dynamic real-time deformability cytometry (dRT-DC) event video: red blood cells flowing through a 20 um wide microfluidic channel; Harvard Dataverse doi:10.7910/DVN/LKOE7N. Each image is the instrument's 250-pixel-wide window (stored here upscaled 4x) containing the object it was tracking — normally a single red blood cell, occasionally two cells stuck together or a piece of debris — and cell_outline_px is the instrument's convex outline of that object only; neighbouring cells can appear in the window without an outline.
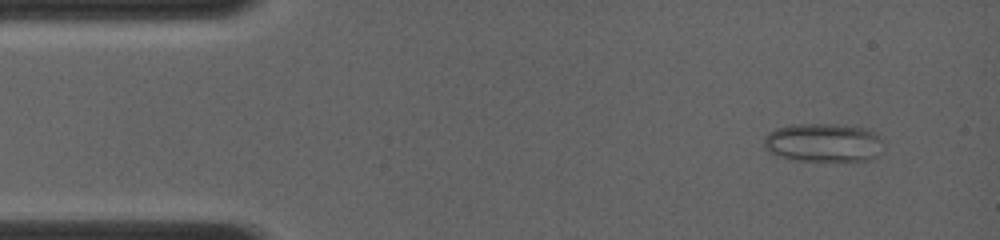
{"species": "common noctule bat (a hibernating species)", "species_latin": "Nyctalus noctula", "temperature_condition": "room temperature", "stored_images_in_passage": 4, "camera_frame_rate_fps": 4000, "um_per_image_px": 0.085, "animal": {"sex": "female", "body_mass_g": 19.0, "forearm_length_mm": 56.7}, "frame": {"image": 1, "passage_image": 1, "time_ms": 0.0, "image_size_px": [1000, 240], "cell_outline_px": [[880, 140], [876, 156], [868, 160], [792, 160], [776, 156], [764, 148], [764, 136], [768, 132], [776, 128], [796, 124], [836, 124], [864, 128], [872, 132]], "centroid_in_image_um": [69.87, 12.12], "position_along_channel_um": 15.1, "area_um2": 26.41}}
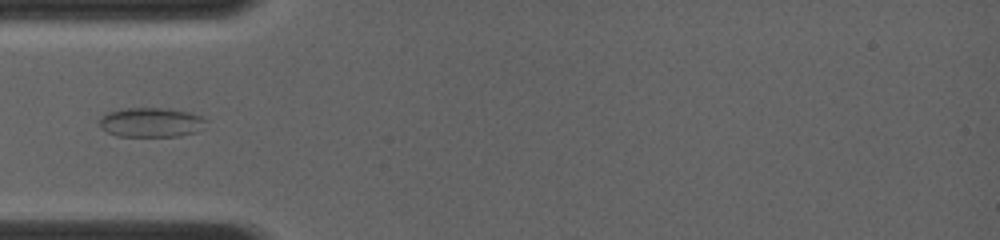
{"frame": {"image": 2, "passage_image": 4, "time_ms": 3.25, "image_size_px": [1000, 240], "cell_outline_px": [[208, 120], [196, 132], [180, 136], [116, 136], [100, 128], [100, 120], [108, 112], [128, 108], [168, 108], [188, 112], [200, 116]], "centroid_in_image_um": [12.85, 10.4], "position_along_channel_um": 72.2, "area_um2": 18.15}}